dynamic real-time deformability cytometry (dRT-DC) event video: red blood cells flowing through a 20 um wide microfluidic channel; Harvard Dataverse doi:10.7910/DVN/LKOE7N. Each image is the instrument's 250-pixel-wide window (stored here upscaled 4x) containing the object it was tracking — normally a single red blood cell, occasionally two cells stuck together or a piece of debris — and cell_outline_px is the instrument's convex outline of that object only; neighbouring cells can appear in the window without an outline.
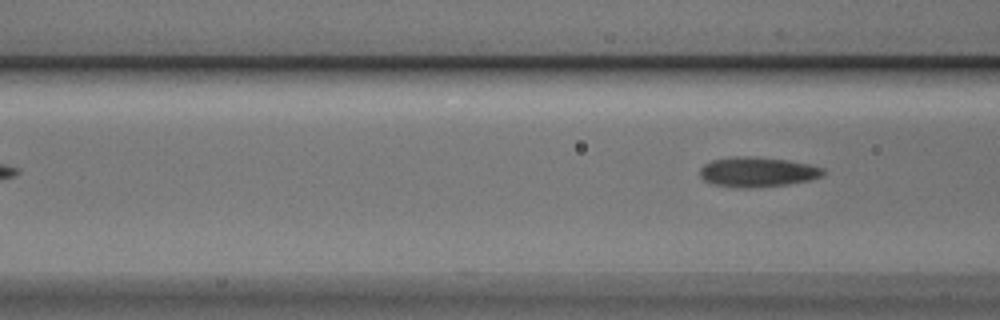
{"species": "Egyptian fruit bat (a non-hibernating species)", "species_latin": "Rousettus aegyptiacus", "temperature_condition": "cold", "stored_images_in_passage": 5, "segment_of_instrument_passage": [2, 2], "camera_frame_rate_fps": 3000, "um_per_image_px": 0.085, "animal": {"sex": "male"}, "frame": {"image": 1, "passage_image": 5, "time_ms": 1.333, "image_size_px": [1000, 320], "cell_outline_px": [[824, 172], [820, 176], [808, 180], [788, 184], [748, 188], [744, 188], [712, 184], [704, 180], [700, 176], [700, 168], [704, 164], [712, 160], [732, 156], [748, 156], [788, 160], [808, 164], [824, 168]], "centroid_in_image_um": [64.34, 14.61], "position_along_channel_um": 102.3, "area_um2": 21.33}}